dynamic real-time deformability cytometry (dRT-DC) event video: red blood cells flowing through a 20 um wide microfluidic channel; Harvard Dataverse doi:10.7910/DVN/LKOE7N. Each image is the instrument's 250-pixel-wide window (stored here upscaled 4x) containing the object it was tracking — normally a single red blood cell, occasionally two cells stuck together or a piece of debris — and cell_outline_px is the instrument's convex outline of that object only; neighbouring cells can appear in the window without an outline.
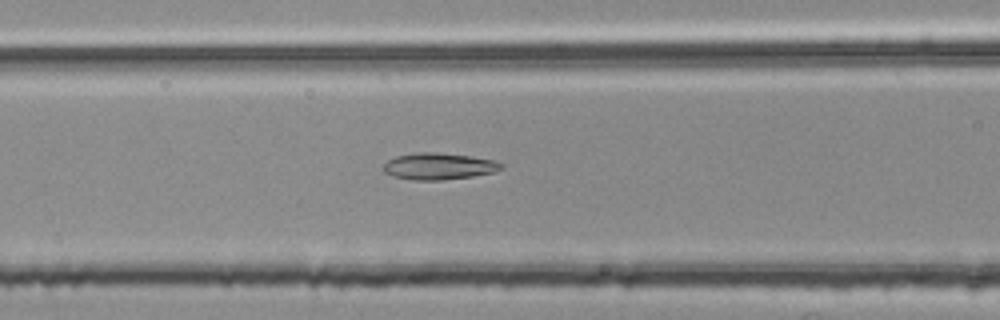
{"species": "common noctule bat (a hibernating species)", "species_latin": "Nyctalus noctula", "temperature_condition": "room temperature", "stored_images_in_passage": 40, "camera_frame_rate_fps": 3000, "um_per_image_px": 0.085, "animal": {"sex": "female", "body_mass_g": 25.1}, "frame": {"image": 1, "passage_image": 8, "time_ms": 2.333, "image_size_px": [1000, 320], "cell_outline_px": [[504, 168], [496, 172], [472, 176], [440, 180], [412, 180], [392, 176], [384, 172], [380, 168], [388, 160], [396, 156], [416, 152], [432, 152], [472, 156], [492, 160], [504, 164]], "centroid_in_image_um": [37.28, 14.13], "position_along_channel_um": 129.3, "area_um2": 18.44}}
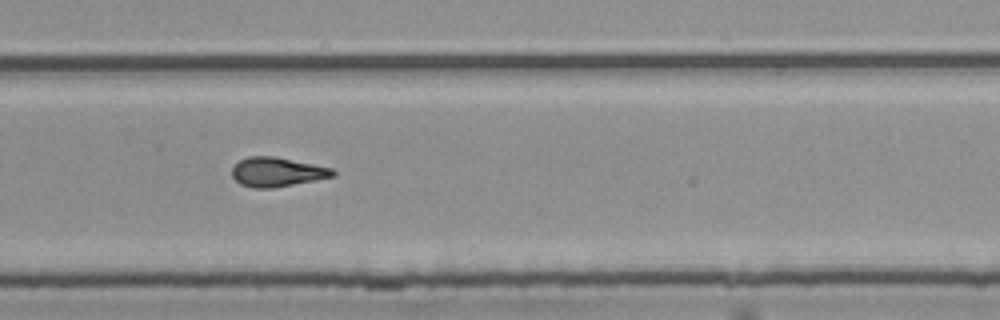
{"frame": {"image": 2, "passage_image": 22, "time_ms": 7.0, "image_size_px": [1000, 320], "cell_outline_px": [[336, 176], [316, 180], [272, 188], [252, 188], [240, 184], [232, 176], [232, 168], [240, 160], [248, 156], [276, 156], [332, 168], [336, 172]], "centroid_in_image_um": [23.56, 14.62], "position_along_channel_um": 306.2, "area_um2": 17.28}}
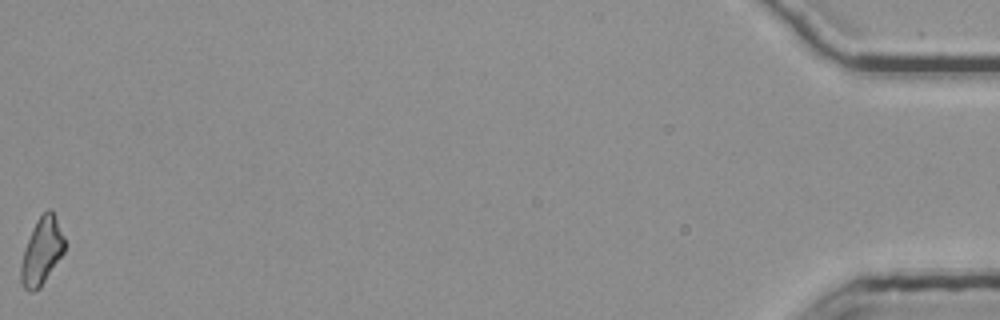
{"frame": {"image": 3, "passage_image": 40, "time_ms": 13.0, "image_size_px": [1000, 320], "cell_outline_px": [[64, 252], [40, 288], [32, 292], [28, 292], [24, 288], [20, 280], [20, 264], [24, 248], [32, 228], [36, 220], [48, 208], [52, 212], [64, 236]], "centroid_in_image_um": [3.51, 21.39], "position_along_channel_um": 431.7, "area_um2": 16.94}, "authors_computed_cell_mechanics": {"area_um2": 17.0799, "velocity_mm_per_s": 3.7974, "shape_relaxation_time_tau1_ms": 7.493, "shape_relaxation_time_tau2_ms": 3.1627, "deformation_change_tau1": 0.2105, "deformation_change_tau2": 0.1236}}